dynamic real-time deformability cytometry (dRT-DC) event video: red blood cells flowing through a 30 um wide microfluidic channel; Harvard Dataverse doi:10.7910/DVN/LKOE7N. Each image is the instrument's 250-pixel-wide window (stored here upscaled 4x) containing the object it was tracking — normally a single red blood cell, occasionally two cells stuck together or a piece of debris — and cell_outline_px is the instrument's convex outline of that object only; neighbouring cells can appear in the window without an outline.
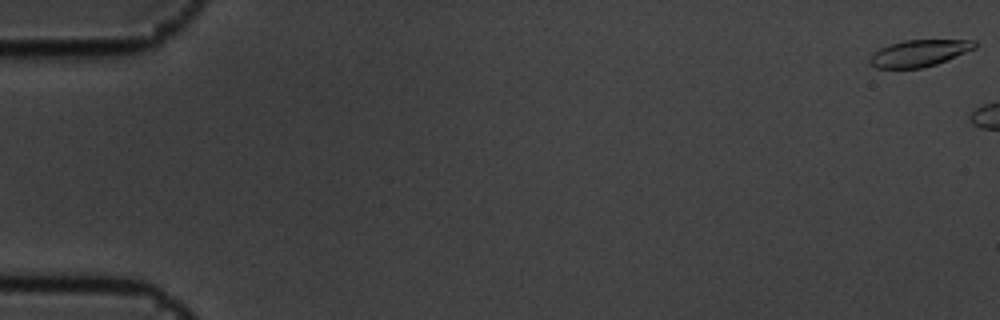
{"species": "common noctule bat (a hibernating species)", "species_latin": "Nyctalus noctula", "temperature_condition": "cold", "stored_images_in_passage": 3, "camera_frame_rate_fps": 3000, "um_per_image_px": 0.085, "animal": {"sex": "male", "body_mass_g": 19.5, "forearm_length_mm": 54.6}, "frame": {"image": 1, "passage_image": 1, "time_ms": 0.0, "image_size_px": [1000, 320], "cell_outline_px": [[976, 48], [936, 64], [920, 68], [876, 68], [868, 60], [880, 48], [888, 44], [904, 40], [976, 40]], "centroid_in_image_um": [78.14, 4.51], "position_along_channel_um": 6.9, "area_um2": 16.13}}